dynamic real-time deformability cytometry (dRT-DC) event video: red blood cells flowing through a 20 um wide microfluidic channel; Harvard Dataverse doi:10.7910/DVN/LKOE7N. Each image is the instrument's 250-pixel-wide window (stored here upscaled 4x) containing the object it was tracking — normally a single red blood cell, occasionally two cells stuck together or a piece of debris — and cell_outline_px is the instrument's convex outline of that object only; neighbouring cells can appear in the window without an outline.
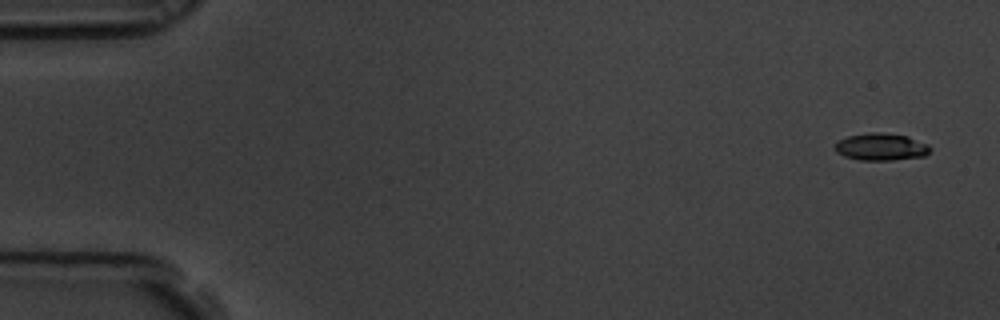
{"species": "common noctule bat (a hibernating species)", "species_latin": "Nyctalus noctula", "temperature_condition": "room temperature", "stored_images_in_passage": 4, "camera_frame_rate_fps": 3000, "um_per_image_px": 0.085, "animal": {"sex": "male", "body_mass_g": 19.5, "forearm_length_mm": 54.6}, "frame": {"image": 1, "passage_image": 1, "time_ms": 0.0, "image_size_px": [1000, 320], "cell_outline_px": [[932, 148], [924, 156], [892, 160], [860, 160], [844, 156], [836, 152], [832, 148], [836, 140], [848, 136], [872, 132], [880, 132], [908, 136], [928, 144]], "centroid_in_image_um": [74.84, 12.48], "position_along_channel_um": 10.2, "area_um2": 15.26}}